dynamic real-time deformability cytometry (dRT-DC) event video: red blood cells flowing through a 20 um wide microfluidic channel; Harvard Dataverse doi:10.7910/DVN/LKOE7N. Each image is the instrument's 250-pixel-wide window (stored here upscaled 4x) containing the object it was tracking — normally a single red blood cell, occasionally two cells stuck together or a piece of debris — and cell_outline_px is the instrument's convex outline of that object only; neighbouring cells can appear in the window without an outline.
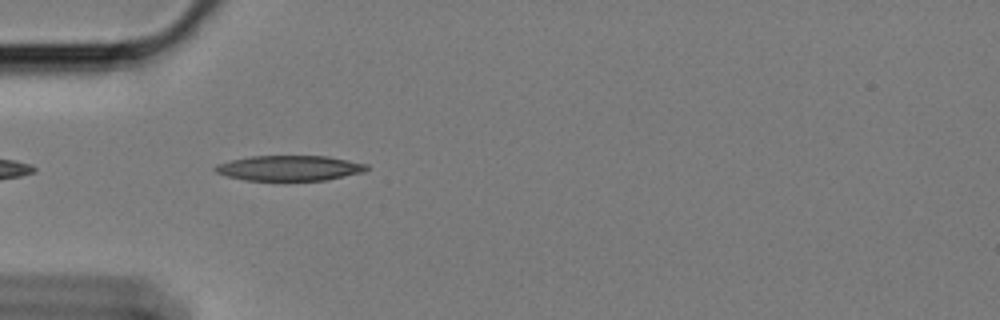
{"species": "Egyptian fruit bat (a non-hibernating species)", "species_latin": "Rousettus aegyptiacus", "temperature_condition": "cold", "stored_images_in_passage": 44, "camera_frame_rate_fps": 3000, "um_per_image_px": 0.085, "animal": {"sex": "female"}, "frame": {"image": 1, "passage_image": 3, "time_ms": 0.667, "image_size_px": [1000, 320], "cell_outline_px": [[368, 168], [364, 172], [324, 180], [248, 180], [228, 176], [216, 172], [212, 168], [216, 164], [232, 160], [252, 156], [328, 156], [368, 164]], "centroid_in_image_um": [24.61, 14.28], "position_along_channel_um": 60.4, "area_um2": 22.08}}
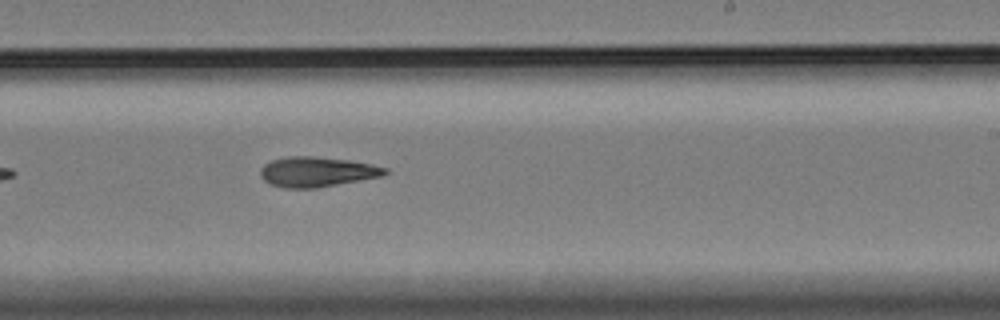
{"frame": {"image": 2, "passage_image": 21, "time_ms": 6.667, "image_size_px": [1000, 320], "cell_outline_px": [[388, 172], [384, 176], [316, 188], [284, 188], [268, 184], [260, 176], [260, 168], [264, 164], [272, 160], [288, 156], [312, 156], [348, 160], [372, 164], [388, 168]], "centroid_in_image_um": [26.93, 14.61], "position_along_channel_um": 262.1, "area_um2": 21.96}}
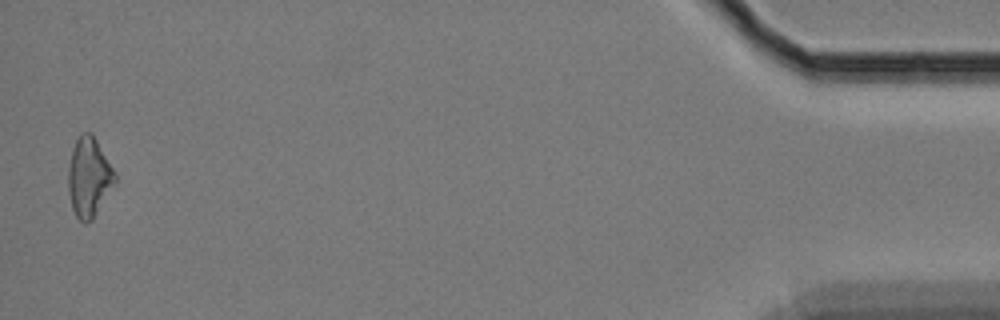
{"frame": {"image": 3, "passage_image": 43, "time_ms": 14.0, "image_size_px": [1000, 320], "cell_outline_px": [[116, 184], [92, 220], [84, 224], [76, 216], [72, 208], [68, 192], [68, 168], [72, 148], [80, 132], [92, 132], [116, 172]], "centroid_in_image_um": [7.57, 15.05], "position_along_channel_um": 427.6, "area_um2": 22.02}, "authors_computed_cell_mechanics": {"area_um2": 21.3282, "velocity_mm_per_s": 3.4129, "shape_relaxation_time_tau1_ms": 6.843, "shape_relaxation_time_tau2_ms": null, "deformation_change_tau1": 0.1742, "deformation_change_tau2": null}}